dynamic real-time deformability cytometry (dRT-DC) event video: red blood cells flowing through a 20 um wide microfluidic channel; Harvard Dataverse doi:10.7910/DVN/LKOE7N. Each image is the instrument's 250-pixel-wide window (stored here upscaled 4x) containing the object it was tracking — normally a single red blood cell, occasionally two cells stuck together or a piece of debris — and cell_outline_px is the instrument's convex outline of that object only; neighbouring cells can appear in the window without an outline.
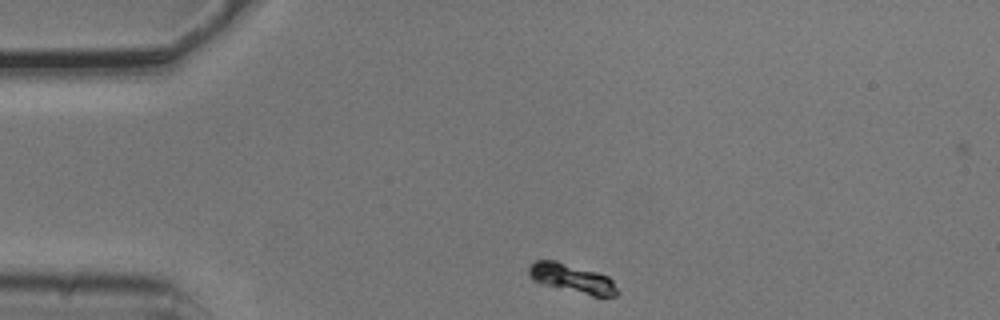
{"species": "common noctule bat (a hibernating species)", "species_latin": "Nyctalus noctula", "temperature_condition": "cold", "stored_images_in_passage": 3, "camera_frame_rate_fps": 3000, "um_per_image_px": 0.085, "animal": {"sex": "male", "body_mass_g": 20.5, "forearm_length_mm": 52.5}, "frame": {"image": 1, "passage_image": 1, "time_ms": 0.0, "image_size_px": [1000, 320], "cell_outline_px": [[616, 296], [592, 296], [540, 284], [532, 280], [528, 272], [528, 268], [536, 260], [556, 260], [596, 272], [608, 276], [612, 280], [616, 288]], "centroid_in_image_um": [48.57, 23.66], "position_along_channel_um": 36.4, "area_um2": 14.85}}